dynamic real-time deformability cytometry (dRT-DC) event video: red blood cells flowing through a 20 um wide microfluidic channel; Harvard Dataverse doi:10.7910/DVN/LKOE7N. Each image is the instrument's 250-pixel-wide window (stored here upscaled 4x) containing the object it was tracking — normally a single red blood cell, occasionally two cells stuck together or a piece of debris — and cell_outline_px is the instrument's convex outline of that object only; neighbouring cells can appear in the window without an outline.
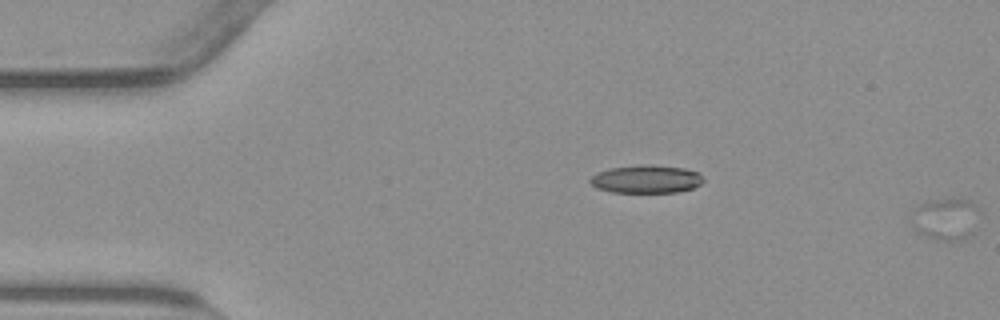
{"species": "common noctule bat (a hibernating species)", "species_latin": "Nyctalus noctula", "temperature_condition": "warm", "stored_images_in_passage": 4, "segment_of_instrument_passage": [2, 2], "camera_frame_rate_fps": 3000, "um_per_image_px": 0.085, "animal": {"sex": "male", "body_mass_g": 23.1, "forearm_length_mm": 52.7}, "frame": {"image": 1, "passage_image": 4, "time_ms": 1.0, "image_size_px": [1000, 320], "cell_outline_px": [[984, 212], [972, 236], [964, 240], [936, 240], [920, 232], [912, 224], [912, 212], [920, 204], [928, 200], [972, 200]], "centroid_in_image_um": [80.52, 18.62], "position_along_channel_um": 4.5, "area_um2": 17.05}}